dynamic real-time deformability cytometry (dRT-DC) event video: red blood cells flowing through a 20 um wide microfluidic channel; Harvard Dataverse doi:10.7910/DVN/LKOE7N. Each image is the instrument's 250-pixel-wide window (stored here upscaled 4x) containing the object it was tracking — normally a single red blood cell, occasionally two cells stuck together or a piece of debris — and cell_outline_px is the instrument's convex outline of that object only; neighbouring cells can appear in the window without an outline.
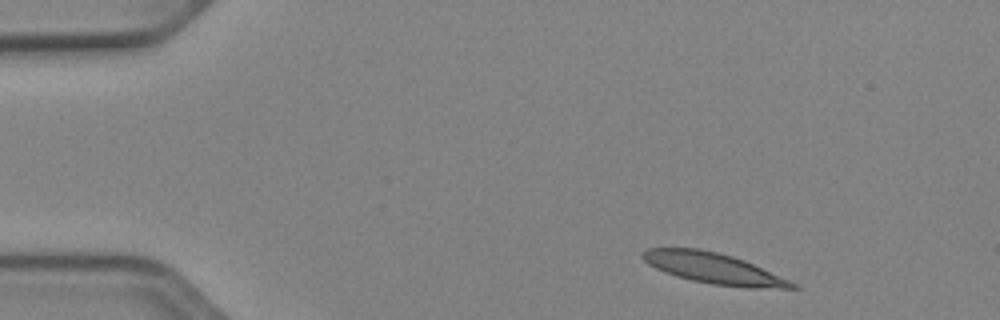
{"species": "Egyptian fruit bat (a non-hibernating species)", "species_latin": "Rousettus aegyptiacus", "temperature_condition": "cold", "stored_images_in_passage": 46, "camera_frame_rate_fps": 3000, "um_per_image_px": 0.085, "animal": {"sex": "female"}, "frame": {"image": 1, "passage_image": 1, "time_ms": 0.0, "image_size_px": [1000, 320], "cell_outline_px": [[800, 288], [744, 288], [712, 284], [692, 280], [676, 276], [664, 272], [648, 264], [640, 256], [648, 248], [700, 248], [732, 256], [744, 260], [788, 280], [796, 284]], "centroid_in_image_um": [60.62, 22.81], "position_along_channel_um": 24.4, "area_um2": 26.53}}
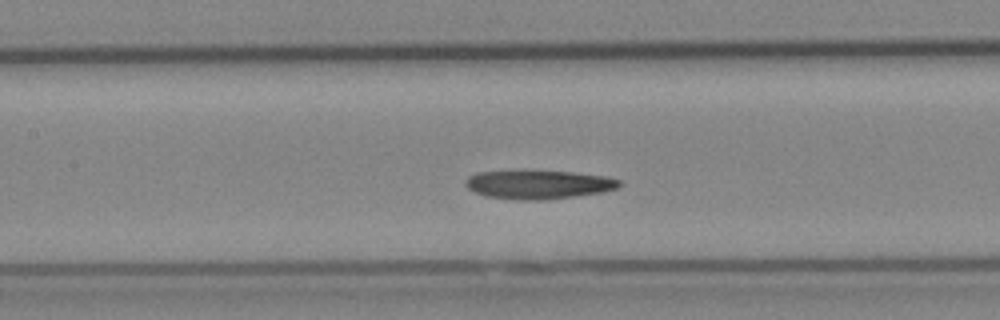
{"frame": {"image": 2, "passage_image": 18, "time_ms": 5.667, "image_size_px": [1000, 320], "cell_outline_px": [[620, 184], [616, 188], [604, 192], [544, 200], [520, 200], [484, 196], [468, 188], [464, 184], [464, 180], [468, 176], [476, 172], [572, 172], [608, 176], [620, 180]], "centroid_in_image_um": [45.77, 15.7], "position_along_channel_um": 161.6, "area_um2": 25.37}}
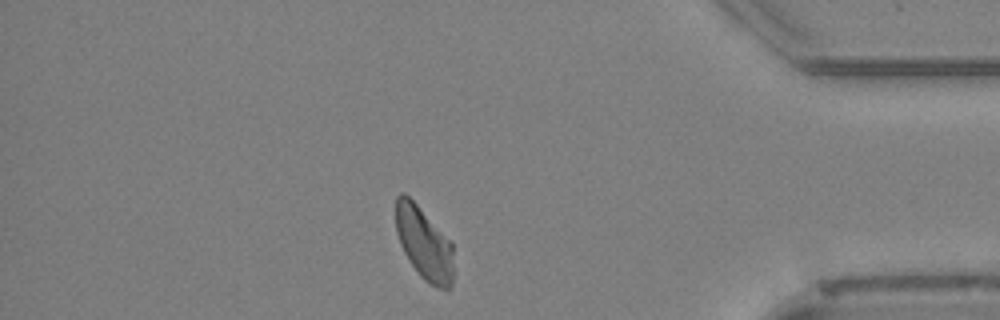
{"frame": {"image": 3, "passage_image": 39, "time_ms": 12.667, "image_size_px": [1000, 320], "cell_outline_px": [[452, 284], [448, 288], [440, 288], [428, 284], [420, 276], [404, 252], [400, 244], [396, 232], [396, 196], [400, 192], [404, 192], [452, 240]], "centroid_in_image_um": [36.04, 20.66], "position_along_channel_um": 399.2, "area_um2": 24.39}}